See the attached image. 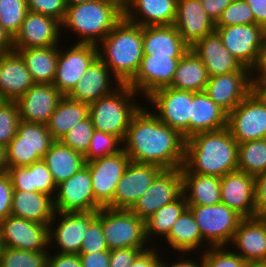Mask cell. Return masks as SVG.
I'll return each mask as SVG.
<instances>
[{"mask_svg": "<svg viewBox=\"0 0 266 267\" xmlns=\"http://www.w3.org/2000/svg\"><path fill=\"white\" fill-rule=\"evenodd\" d=\"M168 242L169 247L173 248L174 251H179L180 253H190L194 252L195 249L201 247L204 248L201 252L205 251L209 247L205 245L202 235L199 231L198 224L192 212L187 208L180 217L173 224L169 234L164 238ZM207 246V247H206Z\"/></svg>", "mask_w": 266, "mask_h": 267, "instance_id": "74e56055", "label": "cell"}, {"mask_svg": "<svg viewBox=\"0 0 266 267\" xmlns=\"http://www.w3.org/2000/svg\"><path fill=\"white\" fill-rule=\"evenodd\" d=\"M27 10L55 18L63 22L67 5L65 0H26Z\"/></svg>", "mask_w": 266, "mask_h": 267, "instance_id": "f907efd6", "label": "cell"}, {"mask_svg": "<svg viewBox=\"0 0 266 267\" xmlns=\"http://www.w3.org/2000/svg\"><path fill=\"white\" fill-rule=\"evenodd\" d=\"M63 97L53 84L34 83L16 100L20 120L46 125Z\"/></svg>", "mask_w": 266, "mask_h": 267, "instance_id": "7402d4cb", "label": "cell"}, {"mask_svg": "<svg viewBox=\"0 0 266 267\" xmlns=\"http://www.w3.org/2000/svg\"><path fill=\"white\" fill-rule=\"evenodd\" d=\"M252 74V71H234L211 76L205 92L218 106L230 113L256 87V74Z\"/></svg>", "mask_w": 266, "mask_h": 267, "instance_id": "2e32d148", "label": "cell"}, {"mask_svg": "<svg viewBox=\"0 0 266 267\" xmlns=\"http://www.w3.org/2000/svg\"><path fill=\"white\" fill-rule=\"evenodd\" d=\"M182 193L187 205H216L221 203L220 177L191 173L181 167Z\"/></svg>", "mask_w": 266, "mask_h": 267, "instance_id": "836d02e7", "label": "cell"}, {"mask_svg": "<svg viewBox=\"0 0 266 267\" xmlns=\"http://www.w3.org/2000/svg\"><path fill=\"white\" fill-rule=\"evenodd\" d=\"M116 86L112 93L89 104V116L95 130L113 134L123 142L131 119L141 106L134 101L138 93L128 84Z\"/></svg>", "mask_w": 266, "mask_h": 267, "instance_id": "5b68a950", "label": "cell"}, {"mask_svg": "<svg viewBox=\"0 0 266 267\" xmlns=\"http://www.w3.org/2000/svg\"><path fill=\"white\" fill-rule=\"evenodd\" d=\"M163 169L154 164L131 162L119 180L113 196V209H130Z\"/></svg>", "mask_w": 266, "mask_h": 267, "instance_id": "44dd1931", "label": "cell"}, {"mask_svg": "<svg viewBox=\"0 0 266 267\" xmlns=\"http://www.w3.org/2000/svg\"><path fill=\"white\" fill-rule=\"evenodd\" d=\"M176 5L177 0H130L123 10V17L142 27L172 25Z\"/></svg>", "mask_w": 266, "mask_h": 267, "instance_id": "83f0119b", "label": "cell"}, {"mask_svg": "<svg viewBox=\"0 0 266 267\" xmlns=\"http://www.w3.org/2000/svg\"><path fill=\"white\" fill-rule=\"evenodd\" d=\"M89 116V104L64 96L51 115L46 127L54 140H60L78 122Z\"/></svg>", "mask_w": 266, "mask_h": 267, "instance_id": "f35d334b", "label": "cell"}, {"mask_svg": "<svg viewBox=\"0 0 266 267\" xmlns=\"http://www.w3.org/2000/svg\"><path fill=\"white\" fill-rule=\"evenodd\" d=\"M33 84L31 74L17 51L0 55V100L16 101Z\"/></svg>", "mask_w": 266, "mask_h": 267, "instance_id": "4316f807", "label": "cell"}, {"mask_svg": "<svg viewBox=\"0 0 266 267\" xmlns=\"http://www.w3.org/2000/svg\"><path fill=\"white\" fill-rule=\"evenodd\" d=\"M255 24L251 8L245 0H233L230 5L221 13L215 23V27H227L232 25Z\"/></svg>", "mask_w": 266, "mask_h": 267, "instance_id": "c3c4849f", "label": "cell"}, {"mask_svg": "<svg viewBox=\"0 0 266 267\" xmlns=\"http://www.w3.org/2000/svg\"><path fill=\"white\" fill-rule=\"evenodd\" d=\"M206 245H230L243 217L223 203L216 205H188ZM229 242V243H228Z\"/></svg>", "mask_w": 266, "mask_h": 267, "instance_id": "9c48e42d", "label": "cell"}, {"mask_svg": "<svg viewBox=\"0 0 266 267\" xmlns=\"http://www.w3.org/2000/svg\"><path fill=\"white\" fill-rule=\"evenodd\" d=\"M110 73L109 68L97 57L67 96L70 99L90 104L109 95L115 90L112 87L113 78L111 79Z\"/></svg>", "mask_w": 266, "mask_h": 267, "instance_id": "f1b7e54d", "label": "cell"}, {"mask_svg": "<svg viewBox=\"0 0 266 267\" xmlns=\"http://www.w3.org/2000/svg\"><path fill=\"white\" fill-rule=\"evenodd\" d=\"M121 146H123V142L115 135L94 130L88 151L84 155L85 161L89 162L97 158L112 155L120 151L123 148Z\"/></svg>", "mask_w": 266, "mask_h": 267, "instance_id": "f6af8a7d", "label": "cell"}, {"mask_svg": "<svg viewBox=\"0 0 266 267\" xmlns=\"http://www.w3.org/2000/svg\"><path fill=\"white\" fill-rule=\"evenodd\" d=\"M13 190L39 192L55 198L57 186L52 174L41 159L28 166L7 169Z\"/></svg>", "mask_w": 266, "mask_h": 267, "instance_id": "d6a6232c", "label": "cell"}, {"mask_svg": "<svg viewBox=\"0 0 266 267\" xmlns=\"http://www.w3.org/2000/svg\"><path fill=\"white\" fill-rule=\"evenodd\" d=\"M108 1L115 3L118 7L124 10L127 7L130 0H108Z\"/></svg>", "mask_w": 266, "mask_h": 267, "instance_id": "03108f58", "label": "cell"}, {"mask_svg": "<svg viewBox=\"0 0 266 267\" xmlns=\"http://www.w3.org/2000/svg\"><path fill=\"white\" fill-rule=\"evenodd\" d=\"M56 212H90L102 208L95 200L89 168L85 165L57 186L54 198Z\"/></svg>", "mask_w": 266, "mask_h": 267, "instance_id": "4fadbf2b", "label": "cell"}, {"mask_svg": "<svg viewBox=\"0 0 266 267\" xmlns=\"http://www.w3.org/2000/svg\"><path fill=\"white\" fill-rule=\"evenodd\" d=\"M181 57H161L143 55L135 77L128 85L145 99L154 91L169 87L174 78Z\"/></svg>", "mask_w": 266, "mask_h": 267, "instance_id": "ffe728a7", "label": "cell"}, {"mask_svg": "<svg viewBox=\"0 0 266 267\" xmlns=\"http://www.w3.org/2000/svg\"><path fill=\"white\" fill-rule=\"evenodd\" d=\"M156 247L143 250L131 264V267H163V259H160L159 252Z\"/></svg>", "mask_w": 266, "mask_h": 267, "instance_id": "11a10c76", "label": "cell"}, {"mask_svg": "<svg viewBox=\"0 0 266 267\" xmlns=\"http://www.w3.org/2000/svg\"><path fill=\"white\" fill-rule=\"evenodd\" d=\"M65 1H66L67 6H73L76 4L86 3V2L93 1V0H65Z\"/></svg>", "mask_w": 266, "mask_h": 267, "instance_id": "003e7915", "label": "cell"}, {"mask_svg": "<svg viewBox=\"0 0 266 267\" xmlns=\"http://www.w3.org/2000/svg\"><path fill=\"white\" fill-rule=\"evenodd\" d=\"M55 212L52 196L39 192L14 190L11 215L49 226L56 221Z\"/></svg>", "mask_w": 266, "mask_h": 267, "instance_id": "4dcf8cb0", "label": "cell"}, {"mask_svg": "<svg viewBox=\"0 0 266 267\" xmlns=\"http://www.w3.org/2000/svg\"><path fill=\"white\" fill-rule=\"evenodd\" d=\"M230 244L247 263L266 262V217L243 218Z\"/></svg>", "mask_w": 266, "mask_h": 267, "instance_id": "d4e9b609", "label": "cell"}, {"mask_svg": "<svg viewBox=\"0 0 266 267\" xmlns=\"http://www.w3.org/2000/svg\"><path fill=\"white\" fill-rule=\"evenodd\" d=\"M146 249L120 248L110 250L109 267H131L136 257Z\"/></svg>", "mask_w": 266, "mask_h": 267, "instance_id": "f5cc1de1", "label": "cell"}, {"mask_svg": "<svg viewBox=\"0 0 266 267\" xmlns=\"http://www.w3.org/2000/svg\"><path fill=\"white\" fill-rule=\"evenodd\" d=\"M5 148L0 146V175L7 173Z\"/></svg>", "mask_w": 266, "mask_h": 267, "instance_id": "e7e4bbea", "label": "cell"}, {"mask_svg": "<svg viewBox=\"0 0 266 267\" xmlns=\"http://www.w3.org/2000/svg\"><path fill=\"white\" fill-rule=\"evenodd\" d=\"M54 141L45 124L20 120L16 135L5 148L7 168L43 159Z\"/></svg>", "mask_w": 266, "mask_h": 267, "instance_id": "ba28073f", "label": "cell"}, {"mask_svg": "<svg viewBox=\"0 0 266 267\" xmlns=\"http://www.w3.org/2000/svg\"><path fill=\"white\" fill-rule=\"evenodd\" d=\"M97 50L98 58L112 72L117 84H128L143 58V27L123 17L98 43Z\"/></svg>", "mask_w": 266, "mask_h": 267, "instance_id": "3957f363", "label": "cell"}, {"mask_svg": "<svg viewBox=\"0 0 266 267\" xmlns=\"http://www.w3.org/2000/svg\"><path fill=\"white\" fill-rule=\"evenodd\" d=\"M227 129L238 144L266 138V98L256 87L228 113Z\"/></svg>", "mask_w": 266, "mask_h": 267, "instance_id": "30bf717a", "label": "cell"}, {"mask_svg": "<svg viewBox=\"0 0 266 267\" xmlns=\"http://www.w3.org/2000/svg\"><path fill=\"white\" fill-rule=\"evenodd\" d=\"M259 72H266V45H265V54H264L263 64Z\"/></svg>", "mask_w": 266, "mask_h": 267, "instance_id": "89a4df30", "label": "cell"}, {"mask_svg": "<svg viewBox=\"0 0 266 267\" xmlns=\"http://www.w3.org/2000/svg\"><path fill=\"white\" fill-rule=\"evenodd\" d=\"M187 208V202L182 194L178 199L164 205L152 216L146 219L145 236L147 241L155 238V235H158V237H166L169 234L173 224Z\"/></svg>", "mask_w": 266, "mask_h": 267, "instance_id": "ab89813d", "label": "cell"}, {"mask_svg": "<svg viewBox=\"0 0 266 267\" xmlns=\"http://www.w3.org/2000/svg\"><path fill=\"white\" fill-rule=\"evenodd\" d=\"M63 50L59 48L57 68L52 84L64 96H67L98 57V50L96 45L76 42L70 49Z\"/></svg>", "mask_w": 266, "mask_h": 267, "instance_id": "9a60e30c", "label": "cell"}, {"mask_svg": "<svg viewBox=\"0 0 266 267\" xmlns=\"http://www.w3.org/2000/svg\"><path fill=\"white\" fill-rule=\"evenodd\" d=\"M228 113L218 106L206 92H193L189 137L194 134L227 128Z\"/></svg>", "mask_w": 266, "mask_h": 267, "instance_id": "1f68e13d", "label": "cell"}, {"mask_svg": "<svg viewBox=\"0 0 266 267\" xmlns=\"http://www.w3.org/2000/svg\"><path fill=\"white\" fill-rule=\"evenodd\" d=\"M225 48L252 72H259L265 54L266 30L258 24L216 27ZM255 70V71H254Z\"/></svg>", "mask_w": 266, "mask_h": 267, "instance_id": "8992f818", "label": "cell"}, {"mask_svg": "<svg viewBox=\"0 0 266 267\" xmlns=\"http://www.w3.org/2000/svg\"><path fill=\"white\" fill-rule=\"evenodd\" d=\"M130 163L123 148L112 154L86 162L89 168L95 200L102 206L113 209V196L119 180Z\"/></svg>", "mask_w": 266, "mask_h": 267, "instance_id": "7c38bea8", "label": "cell"}, {"mask_svg": "<svg viewBox=\"0 0 266 267\" xmlns=\"http://www.w3.org/2000/svg\"><path fill=\"white\" fill-rule=\"evenodd\" d=\"M200 267H246L247 262L234 250L229 251L225 246L210 247L203 251Z\"/></svg>", "mask_w": 266, "mask_h": 267, "instance_id": "7dc6e473", "label": "cell"}, {"mask_svg": "<svg viewBox=\"0 0 266 267\" xmlns=\"http://www.w3.org/2000/svg\"><path fill=\"white\" fill-rule=\"evenodd\" d=\"M255 217H266V172L254 176Z\"/></svg>", "mask_w": 266, "mask_h": 267, "instance_id": "db71d44e", "label": "cell"}, {"mask_svg": "<svg viewBox=\"0 0 266 267\" xmlns=\"http://www.w3.org/2000/svg\"><path fill=\"white\" fill-rule=\"evenodd\" d=\"M20 114L14 100H0V146L6 148L17 133Z\"/></svg>", "mask_w": 266, "mask_h": 267, "instance_id": "7bdbcfd3", "label": "cell"}, {"mask_svg": "<svg viewBox=\"0 0 266 267\" xmlns=\"http://www.w3.org/2000/svg\"><path fill=\"white\" fill-rule=\"evenodd\" d=\"M83 267H109L110 251L78 254Z\"/></svg>", "mask_w": 266, "mask_h": 267, "instance_id": "6f0895ef", "label": "cell"}, {"mask_svg": "<svg viewBox=\"0 0 266 267\" xmlns=\"http://www.w3.org/2000/svg\"><path fill=\"white\" fill-rule=\"evenodd\" d=\"M191 49L207 69L208 76L228 74L234 71H251L225 48L216 31L198 40Z\"/></svg>", "mask_w": 266, "mask_h": 267, "instance_id": "484cf974", "label": "cell"}, {"mask_svg": "<svg viewBox=\"0 0 266 267\" xmlns=\"http://www.w3.org/2000/svg\"><path fill=\"white\" fill-rule=\"evenodd\" d=\"M61 22L53 17L28 11L19 31L13 37L14 49L59 45Z\"/></svg>", "mask_w": 266, "mask_h": 267, "instance_id": "d6986e66", "label": "cell"}, {"mask_svg": "<svg viewBox=\"0 0 266 267\" xmlns=\"http://www.w3.org/2000/svg\"><path fill=\"white\" fill-rule=\"evenodd\" d=\"M257 74L255 77L256 78V88L266 98V72H258Z\"/></svg>", "mask_w": 266, "mask_h": 267, "instance_id": "be15d7a7", "label": "cell"}, {"mask_svg": "<svg viewBox=\"0 0 266 267\" xmlns=\"http://www.w3.org/2000/svg\"><path fill=\"white\" fill-rule=\"evenodd\" d=\"M164 261L165 260H163V267H200V265H201V260H199L200 262L197 263V261H193V259L192 260H190V259H186V260L182 259L179 262H176V263H174L172 265H169L167 263V261L166 262H164Z\"/></svg>", "mask_w": 266, "mask_h": 267, "instance_id": "6125c7cd", "label": "cell"}, {"mask_svg": "<svg viewBox=\"0 0 266 267\" xmlns=\"http://www.w3.org/2000/svg\"><path fill=\"white\" fill-rule=\"evenodd\" d=\"M42 160L51 172L56 186L69 179L86 164L83 154L64 145L60 140L52 143Z\"/></svg>", "mask_w": 266, "mask_h": 267, "instance_id": "e575fe53", "label": "cell"}, {"mask_svg": "<svg viewBox=\"0 0 266 267\" xmlns=\"http://www.w3.org/2000/svg\"><path fill=\"white\" fill-rule=\"evenodd\" d=\"M2 249H3V245H2L1 230H0V252Z\"/></svg>", "mask_w": 266, "mask_h": 267, "instance_id": "2644e50d", "label": "cell"}, {"mask_svg": "<svg viewBox=\"0 0 266 267\" xmlns=\"http://www.w3.org/2000/svg\"><path fill=\"white\" fill-rule=\"evenodd\" d=\"M237 170L253 176L266 172V138L238 144Z\"/></svg>", "mask_w": 266, "mask_h": 267, "instance_id": "60d3db41", "label": "cell"}, {"mask_svg": "<svg viewBox=\"0 0 266 267\" xmlns=\"http://www.w3.org/2000/svg\"><path fill=\"white\" fill-rule=\"evenodd\" d=\"M48 252H34L3 247L0 267H47Z\"/></svg>", "mask_w": 266, "mask_h": 267, "instance_id": "b9f144b4", "label": "cell"}, {"mask_svg": "<svg viewBox=\"0 0 266 267\" xmlns=\"http://www.w3.org/2000/svg\"><path fill=\"white\" fill-rule=\"evenodd\" d=\"M221 203L243 218L255 217L254 176L241 171L220 178Z\"/></svg>", "mask_w": 266, "mask_h": 267, "instance_id": "cb8c5ba5", "label": "cell"}, {"mask_svg": "<svg viewBox=\"0 0 266 267\" xmlns=\"http://www.w3.org/2000/svg\"><path fill=\"white\" fill-rule=\"evenodd\" d=\"M58 46L14 50L24 60L34 83L52 84L57 68Z\"/></svg>", "mask_w": 266, "mask_h": 267, "instance_id": "d590c367", "label": "cell"}, {"mask_svg": "<svg viewBox=\"0 0 266 267\" xmlns=\"http://www.w3.org/2000/svg\"><path fill=\"white\" fill-rule=\"evenodd\" d=\"M110 251L103 234L102 222L96 218L87 228L79 254Z\"/></svg>", "mask_w": 266, "mask_h": 267, "instance_id": "681fc988", "label": "cell"}, {"mask_svg": "<svg viewBox=\"0 0 266 267\" xmlns=\"http://www.w3.org/2000/svg\"><path fill=\"white\" fill-rule=\"evenodd\" d=\"M13 186L7 173L0 175V222L11 215Z\"/></svg>", "mask_w": 266, "mask_h": 267, "instance_id": "816d5d0a", "label": "cell"}, {"mask_svg": "<svg viewBox=\"0 0 266 267\" xmlns=\"http://www.w3.org/2000/svg\"><path fill=\"white\" fill-rule=\"evenodd\" d=\"M122 18L123 10L115 3L108 0H93L67 6L61 25L79 35L80 40H77V43L97 46Z\"/></svg>", "mask_w": 266, "mask_h": 267, "instance_id": "277c9868", "label": "cell"}, {"mask_svg": "<svg viewBox=\"0 0 266 267\" xmlns=\"http://www.w3.org/2000/svg\"><path fill=\"white\" fill-rule=\"evenodd\" d=\"M202 7L214 23L233 0H200Z\"/></svg>", "mask_w": 266, "mask_h": 267, "instance_id": "680465c9", "label": "cell"}, {"mask_svg": "<svg viewBox=\"0 0 266 267\" xmlns=\"http://www.w3.org/2000/svg\"><path fill=\"white\" fill-rule=\"evenodd\" d=\"M28 12L26 0H0V23L14 37Z\"/></svg>", "mask_w": 266, "mask_h": 267, "instance_id": "ee69618b", "label": "cell"}, {"mask_svg": "<svg viewBox=\"0 0 266 267\" xmlns=\"http://www.w3.org/2000/svg\"><path fill=\"white\" fill-rule=\"evenodd\" d=\"M192 98V91L165 87L154 91L147 97V100L155 107L154 111L157 112L154 115L161 122L188 139Z\"/></svg>", "mask_w": 266, "mask_h": 267, "instance_id": "8fae6325", "label": "cell"}, {"mask_svg": "<svg viewBox=\"0 0 266 267\" xmlns=\"http://www.w3.org/2000/svg\"><path fill=\"white\" fill-rule=\"evenodd\" d=\"M189 48L173 24L143 27V55L182 57Z\"/></svg>", "mask_w": 266, "mask_h": 267, "instance_id": "f546056e", "label": "cell"}, {"mask_svg": "<svg viewBox=\"0 0 266 267\" xmlns=\"http://www.w3.org/2000/svg\"><path fill=\"white\" fill-rule=\"evenodd\" d=\"M208 80L206 67L195 52L189 48L179 60L169 87L177 90L204 92Z\"/></svg>", "mask_w": 266, "mask_h": 267, "instance_id": "8d00e7d4", "label": "cell"}, {"mask_svg": "<svg viewBox=\"0 0 266 267\" xmlns=\"http://www.w3.org/2000/svg\"><path fill=\"white\" fill-rule=\"evenodd\" d=\"M251 8L255 24L262 26L266 30V0H245Z\"/></svg>", "mask_w": 266, "mask_h": 267, "instance_id": "91938a15", "label": "cell"}, {"mask_svg": "<svg viewBox=\"0 0 266 267\" xmlns=\"http://www.w3.org/2000/svg\"><path fill=\"white\" fill-rule=\"evenodd\" d=\"M94 130L91 118L88 116L86 119L78 122L74 127H72V129H70L60 139V141L64 145L85 155L88 151Z\"/></svg>", "mask_w": 266, "mask_h": 267, "instance_id": "bcb514c9", "label": "cell"}, {"mask_svg": "<svg viewBox=\"0 0 266 267\" xmlns=\"http://www.w3.org/2000/svg\"><path fill=\"white\" fill-rule=\"evenodd\" d=\"M54 216H61V221L55 225V228H53L54 225H49V246L51 247L50 244L55 242L60 249L58 253L79 254L87 228L97 218V210L74 213L55 212Z\"/></svg>", "mask_w": 266, "mask_h": 267, "instance_id": "ac0fdd59", "label": "cell"}, {"mask_svg": "<svg viewBox=\"0 0 266 267\" xmlns=\"http://www.w3.org/2000/svg\"><path fill=\"white\" fill-rule=\"evenodd\" d=\"M182 194L181 168L163 170L129 210L145 221Z\"/></svg>", "mask_w": 266, "mask_h": 267, "instance_id": "5bb4252c", "label": "cell"}, {"mask_svg": "<svg viewBox=\"0 0 266 267\" xmlns=\"http://www.w3.org/2000/svg\"><path fill=\"white\" fill-rule=\"evenodd\" d=\"M47 267H83L78 254L48 253Z\"/></svg>", "mask_w": 266, "mask_h": 267, "instance_id": "9f6ffc18", "label": "cell"}, {"mask_svg": "<svg viewBox=\"0 0 266 267\" xmlns=\"http://www.w3.org/2000/svg\"><path fill=\"white\" fill-rule=\"evenodd\" d=\"M238 143L227 128L192 135L185 142L184 166L200 175L222 177L237 170Z\"/></svg>", "mask_w": 266, "mask_h": 267, "instance_id": "7a4b0ae2", "label": "cell"}, {"mask_svg": "<svg viewBox=\"0 0 266 267\" xmlns=\"http://www.w3.org/2000/svg\"><path fill=\"white\" fill-rule=\"evenodd\" d=\"M97 218L102 222L103 234L109 250L144 247L145 221L128 209L102 207L97 210ZM144 245V246H143Z\"/></svg>", "mask_w": 266, "mask_h": 267, "instance_id": "52a82bcc", "label": "cell"}, {"mask_svg": "<svg viewBox=\"0 0 266 267\" xmlns=\"http://www.w3.org/2000/svg\"><path fill=\"white\" fill-rule=\"evenodd\" d=\"M173 25L190 48L216 29L200 0H177Z\"/></svg>", "mask_w": 266, "mask_h": 267, "instance_id": "603a6c76", "label": "cell"}, {"mask_svg": "<svg viewBox=\"0 0 266 267\" xmlns=\"http://www.w3.org/2000/svg\"><path fill=\"white\" fill-rule=\"evenodd\" d=\"M48 228L46 224L10 215L0 222L2 245L20 250L49 252Z\"/></svg>", "mask_w": 266, "mask_h": 267, "instance_id": "e0dca14e", "label": "cell"}, {"mask_svg": "<svg viewBox=\"0 0 266 267\" xmlns=\"http://www.w3.org/2000/svg\"><path fill=\"white\" fill-rule=\"evenodd\" d=\"M186 139L141 107L132 117L123 141V150L131 162L154 164L163 170L184 165Z\"/></svg>", "mask_w": 266, "mask_h": 267, "instance_id": "6da1fadb", "label": "cell"}, {"mask_svg": "<svg viewBox=\"0 0 266 267\" xmlns=\"http://www.w3.org/2000/svg\"><path fill=\"white\" fill-rule=\"evenodd\" d=\"M14 50L13 37L5 30L0 23V55Z\"/></svg>", "mask_w": 266, "mask_h": 267, "instance_id": "94428289", "label": "cell"}, {"mask_svg": "<svg viewBox=\"0 0 266 267\" xmlns=\"http://www.w3.org/2000/svg\"><path fill=\"white\" fill-rule=\"evenodd\" d=\"M246 267H266V262H251L247 263Z\"/></svg>", "mask_w": 266, "mask_h": 267, "instance_id": "a7ac6f4b", "label": "cell"}]
</instances>
